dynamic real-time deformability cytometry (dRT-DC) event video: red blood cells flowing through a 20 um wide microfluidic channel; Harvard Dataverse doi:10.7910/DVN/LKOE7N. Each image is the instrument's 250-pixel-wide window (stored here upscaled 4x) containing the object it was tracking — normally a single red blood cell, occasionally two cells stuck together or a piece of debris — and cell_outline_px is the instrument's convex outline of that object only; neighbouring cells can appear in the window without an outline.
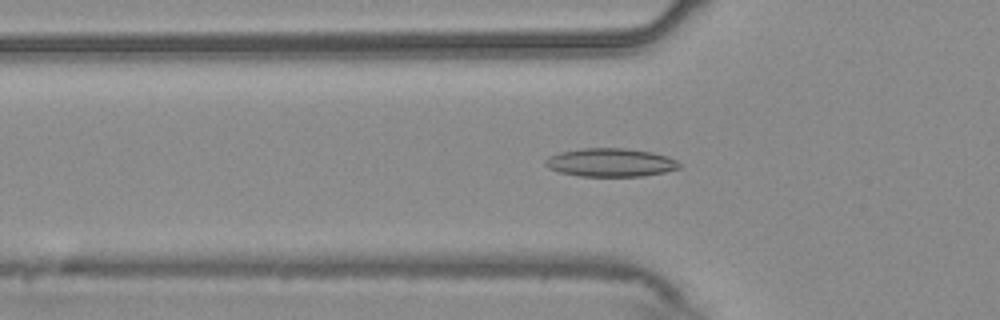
{"species": "common noctule bat (a hibernating species)", "species_latin": "Nyctalus noctula", "temperature_condition": "warm", "stored_images_in_passage": 49, "camera_frame_rate_fps": 3000, "um_per_image_px": 0.085, "animal": {"sex": "male", "body_mass_g": 20.4}, "frame": {"image": 1, "passage_image": 17, "time_ms": 5.333, "image_size_px": [1000, 320], "cell_outline_px": [[680, 168], [664, 172], [644, 176], [580, 176], [560, 172], [548, 168], [544, 164], [544, 160], [548, 156], [560, 152], [580, 148], [624, 148], [652, 152], [668, 156], [676, 160], [680, 164]], "centroid_in_image_um": [51.88, 13.81], "position_along_channel_um": 73.9, "area_um2": 22.25}}
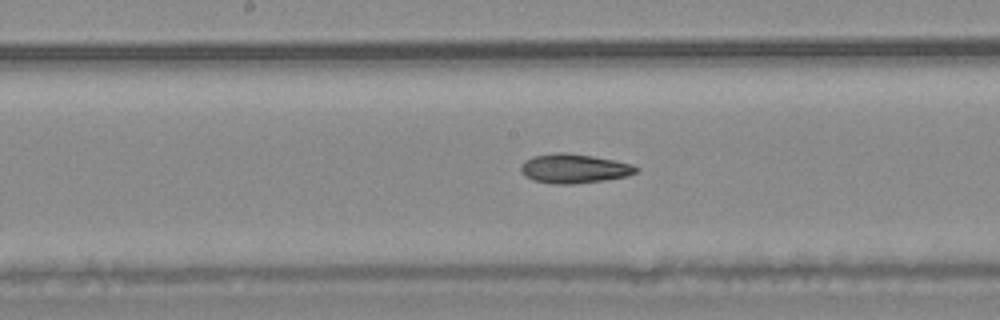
{"frame": {"image": 2, "passage_image": 27, "time_ms": 8.667, "image_size_px": [1000, 320], "cell_outline_px": [[640, 168], [636, 172], [628, 176], [604, 180], [572, 184], [552, 184], [532, 180], [524, 176], [520, 172], [520, 164], [524, 160], [532, 156], [556, 152], [568, 152], [592, 156], [632, 164]], "centroid_in_image_um": [48.74, 14.32], "position_along_channel_um": 199.5, "area_um2": 19.88}}
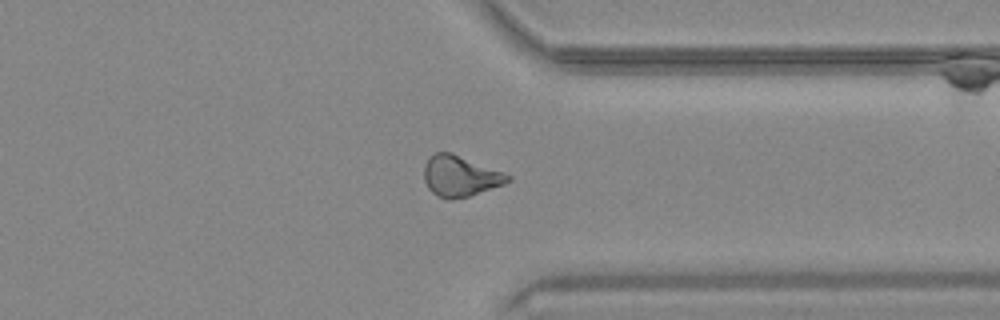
{"frame": {"image": 3, "passage_image": 41, "time_ms": 13.333, "image_size_px": [1000, 320], "cell_outline_px": [[512, 180], [504, 184], [468, 196], [452, 200], [448, 200], [436, 196], [428, 188], [424, 180], [424, 164], [428, 156], [436, 152], [452, 152], [504, 172], [512, 176]], "centroid_in_image_um": [39.1, 14.96], "position_along_channel_um": 372.3, "area_um2": 20.17}, "authors_computed_cell_mechanics": {"area_um2": 19.7676, "velocity_mm_per_s": 3.736, "shape_relaxation_time_tau1_ms": null, "shape_relaxation_time_tau2_ms": 7.3537, "deformation_change_tau1": null, "deformation_change_tau2": 0.1648}}